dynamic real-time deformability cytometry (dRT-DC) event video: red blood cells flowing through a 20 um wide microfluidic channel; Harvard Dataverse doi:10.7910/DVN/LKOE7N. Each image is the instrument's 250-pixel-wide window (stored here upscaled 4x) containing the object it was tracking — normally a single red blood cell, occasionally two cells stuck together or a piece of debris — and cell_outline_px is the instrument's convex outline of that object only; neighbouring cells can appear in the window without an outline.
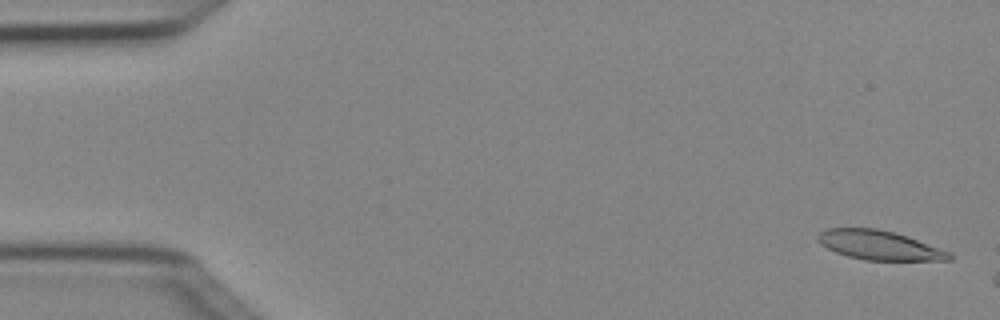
{"species": "Egyptian fruit bat (a non-hibernating species)", "species_latin": "Rousettus aegyptiacus", "temperature_condition": "cold", "stored_images_in_passage": 3, "camera_frame_rate_fps": 3000, "um_per_image_px": 0.085, "animal": {"sex": "female"}, "frame": {"image": 1, "passage_image": 1, "time_ms": 0.0, "image_size_px": [1000, 320], "cell_outline_px": [[952, 260], [864, 260], [848, 256], [836, 252], [828, 248], [816, 240], [816, 236], [824, 228], [876, 228], [908, 236], [952, 252]], "centroid_in_image_um": [74.75, 20.84], "position_along_channel_um": 10.3, "area_um2": 22.48}}